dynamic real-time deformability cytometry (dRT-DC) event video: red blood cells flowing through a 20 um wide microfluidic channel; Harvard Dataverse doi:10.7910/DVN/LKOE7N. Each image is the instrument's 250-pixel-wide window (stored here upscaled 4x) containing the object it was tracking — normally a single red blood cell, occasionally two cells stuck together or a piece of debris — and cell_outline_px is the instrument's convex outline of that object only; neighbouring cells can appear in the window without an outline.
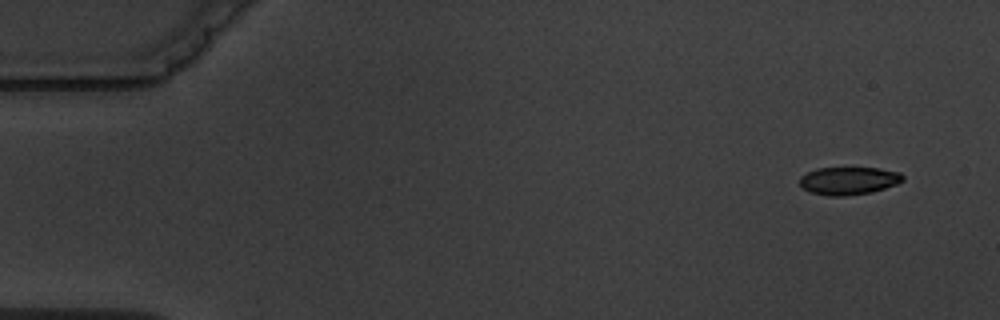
{"species": "common noctule bat (a hibernating species)", "species_latin": "Nyctalus noctula", "temperature_condition": "warm", "stored_images_in_passage": 4, "camera_frame_rate_fps": 3000, "um_per_image_px": 0.085, "animal": {"sex": "male", "body_mass_g": 19.5, "forearm_length_mm": 54.6}, "frame": {"image": 1, "passage_image": 1, "time_ms": 0.0, "image_size_px": [1000, 320], "cell_outline_px": [[904, 180], [896, 184], [872, 192], [848, 196], [828, 196], [812, 192], [804, 188], [800, 184], [800, 176], [816, 168], [876, 168], [900, 172], [904, 176]], "centroid_in_image_um": [72.15, 15.36], "position_along_channel_um": 12.9, "area_um2": 16.65}}
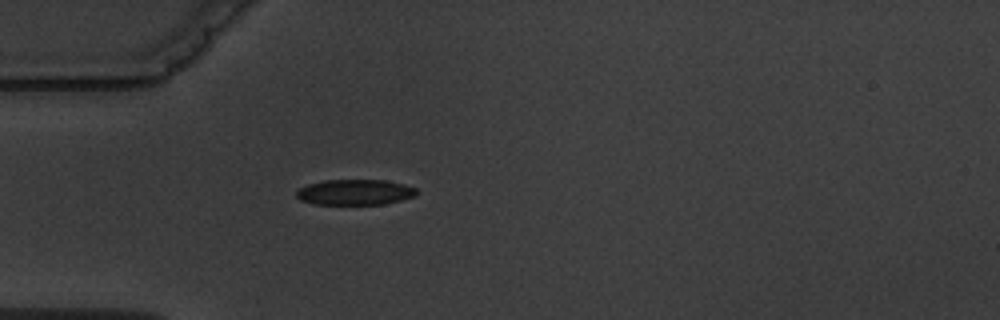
{"frame": {"image": 2, "passage_image": 4, "time_ms": 4.333, "image_size_px": [1000, 320], "cell_outline_px": [[420, 192], [416, 196], [384, 204], [316, 204], [300, 200], [296, 196], [296, 192], [300, 188], [308, 184], [324, 180], [384, 180], [404, 184], [416, 188]], "centroid_in_image_um": [30.2, 16.33], "position_along_channel_um": 54.8, "area_um2": 17.92}}